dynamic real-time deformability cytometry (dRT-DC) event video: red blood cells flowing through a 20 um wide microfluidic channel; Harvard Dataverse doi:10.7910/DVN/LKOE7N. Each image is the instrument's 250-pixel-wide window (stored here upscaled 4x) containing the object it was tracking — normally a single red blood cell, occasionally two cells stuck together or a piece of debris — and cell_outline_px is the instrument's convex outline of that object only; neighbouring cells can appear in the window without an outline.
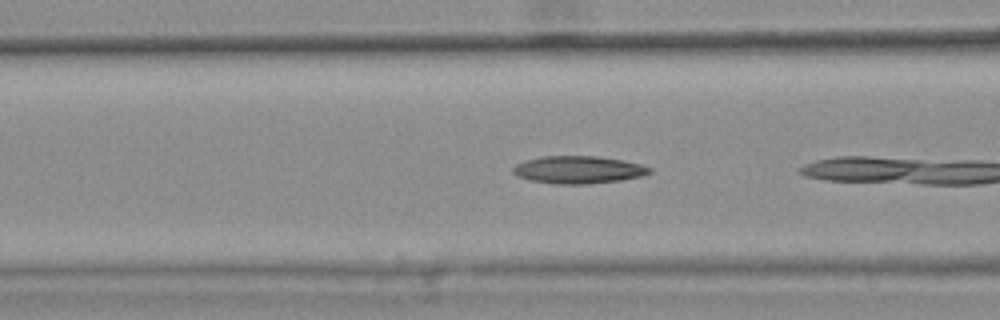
{"species": "common noctule bat (a hibernating species)", "species_latin": "Nyctalus noctula", "temperature_condition": "warm", "stored_images_in_passage": 5, "camera_frame_rate_fps": 3000, "um_per_image_px": 0.085, "animal": {"sex": "female", "body_mass_g": 25.1}, "frame": {"image": 1, "passage_image": 4, "time_ms": 1.0, "image_size_px": [1000, 320], "cell_outline_px": [[652, 172], [640, 176], [620, 180], [588, 184], [552, 184], [532, 180], [520, 176], [512, 172], [512, 168], [516, 164], [540, 156], [596, 156], [624, 160], [640, 164], [652, 168]], "centroid_in_image_um": [49.18, 14.42], "position_along_channel_um": 117.4, "area_um2": 21.79}}